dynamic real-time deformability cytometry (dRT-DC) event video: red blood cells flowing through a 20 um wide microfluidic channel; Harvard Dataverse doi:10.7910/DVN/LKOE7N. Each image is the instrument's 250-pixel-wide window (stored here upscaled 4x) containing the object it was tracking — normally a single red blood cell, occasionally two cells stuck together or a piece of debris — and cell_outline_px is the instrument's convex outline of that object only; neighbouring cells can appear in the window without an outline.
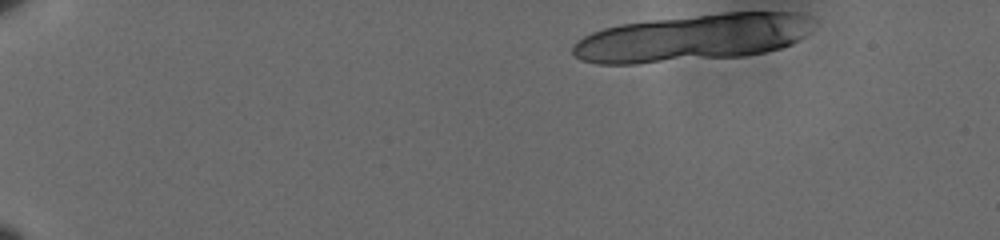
{"species": "human", "species_latin": "Homo sapiens", "temperature_condition": "cold", "stored_images_in_passage": 20, "camera_frame_rate_fps": 3000, "um_per_image_px": 0.085, "donor": {"sex": "male"}, "frame": {"image": 1, "passage_image": 1, "time_ms": 0.0, "image_size_px": [1000, 240], "cell_outline_px": [[816, 20], [808, 32], [800, 40], [792, 44], [780, 48], [764, 52], [744, 56], [636, 64], [596, 64], [580, 60], [572, 52], [572, 44], [576, 40], [592, 32], [604, 28], [620, 24], [648, 20], [724, 12], [796, 12], [812, 16]], "centroid_in_image_um": [58.9, 3.2], "position_along_channel_um": 26.1, "area_um2": 66.7}}
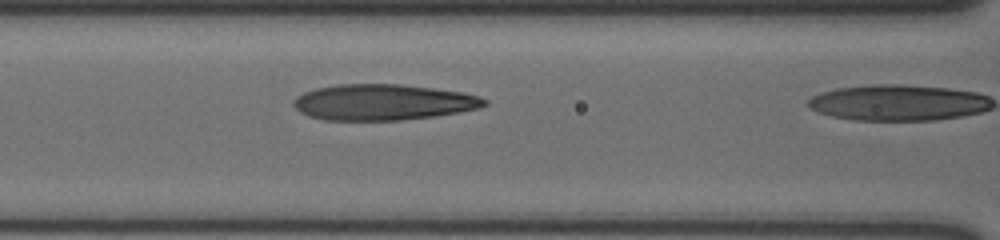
{"frame": {"image": 2, "passage_image": 19, "time_ms": 6.0, "image_size_px": [1000, 240], "cell_outline_px": [[488, 104], [480, 108], [432, 116], [400, 120], [324, 120], [308, 116], [300, 112], [292, 104], [292, 100], [296, 96], [304, 92], [316, 88], [340, 84], [400, 84], [432, 88], [460, 92], [480, 96], [488, 100]], "centroid_in_image_um": [32.53, 8.69], "position_along_channel_um": 134.1, "area_um2": 39.88}}